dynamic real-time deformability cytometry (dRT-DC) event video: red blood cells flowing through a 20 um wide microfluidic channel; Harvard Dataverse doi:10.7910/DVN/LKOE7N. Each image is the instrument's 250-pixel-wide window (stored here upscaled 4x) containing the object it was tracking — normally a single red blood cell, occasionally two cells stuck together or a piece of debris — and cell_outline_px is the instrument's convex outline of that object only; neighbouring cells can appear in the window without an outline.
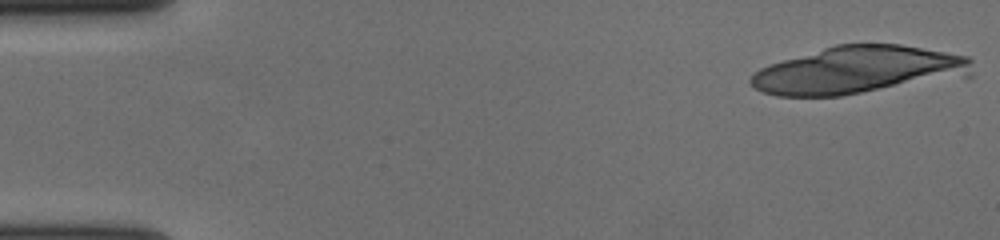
{"species": "human", "species_latin": "Homo sapiens", "temperature_condition": "cold", "stored_images_in_passage": 41, "camera_frame_rate_fps": 3000, "um_per_image_px": 0.085, "donor": {"sex": "female"}, "frame": {"image": 1, "passage_image": 1, "time_ms": 0.0, "image_size_px": [1000, 240], "cell_outline_px": [[972, 76], [840, 96], [776, 96], [764, 92], [756, 88], [748, 80], [760, 68], [768, 64], [836, 44], [900, 44], [968, 56], [972, 60]], "centroid_in_image_um": [72.99, 5.96], "position_along_channel_um": 12.0, "area_um2": 61.27}}